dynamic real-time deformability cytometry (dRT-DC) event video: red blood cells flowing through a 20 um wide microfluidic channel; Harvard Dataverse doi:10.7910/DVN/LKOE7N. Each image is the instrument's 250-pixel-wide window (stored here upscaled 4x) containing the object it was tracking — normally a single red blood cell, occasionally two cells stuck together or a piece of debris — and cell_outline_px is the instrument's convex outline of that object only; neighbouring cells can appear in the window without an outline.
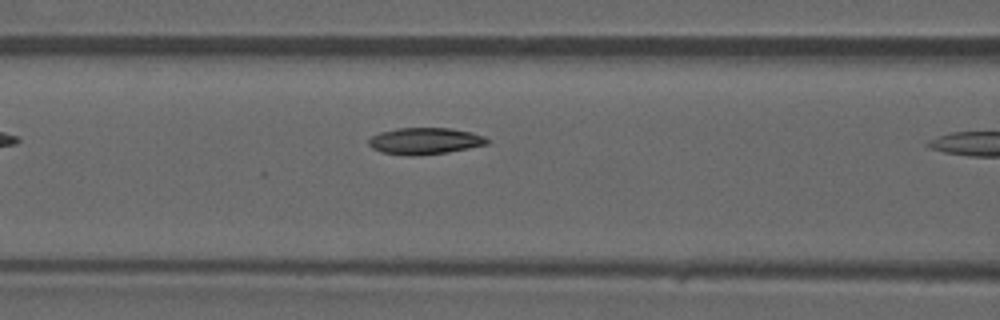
{"species": "common noctule bat (a hibernating species)", "species_latin": "Nyctalus noctula", "temperature_condition": "warm", "stored_images_in_passage": 8, "camera_frame_rate_fps": 3000, "um_per_image_px": 0.085, "animal": {"sex": "male", "forearm_length_mm": 52.5}, "frame": {"image": 1, "passage_image": 7, "time_ms": 2.0, "image_size_px": [1000, 320], "cell_outline_px": [[488, 144], [448, 152], [412, 156], [408, 156], [380, 152], [372, 148], [368, 144], [368, 140], [372, 136], [380, 132], [396, 128], [448, 128], [472, 132], [484, 136], [488, 140]], "centroid_in_image_um": [36.08, 11.98], "position_along_channel_um": 130.5, "area_um2": 18.38}}